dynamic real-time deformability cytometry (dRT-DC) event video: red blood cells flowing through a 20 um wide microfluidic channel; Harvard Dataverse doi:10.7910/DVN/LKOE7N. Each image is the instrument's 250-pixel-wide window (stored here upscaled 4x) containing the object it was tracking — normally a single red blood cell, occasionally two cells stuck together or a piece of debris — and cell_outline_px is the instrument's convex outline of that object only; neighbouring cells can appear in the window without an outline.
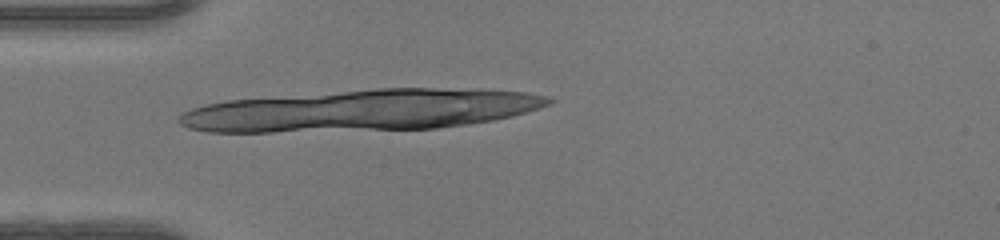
{"species": "human", "species_latin": "Homo sapiens", "temperature_condition": "warm", "stored_images_in_passage": 4, "camera_frame_rate_fps": 3000, "um_per_image_px": 0.085, "donor": {"sex": "female"}, "frame": {"image": 1, "passage_image": 1, "time_ms": 0.0, "image_size_px": [1000, 240], "cell_outline_px": [[472, 120], [420, 128], [252, 132], [240, 132], [252, 128], [328, 116], [460, 112]], "centroid_in_image_um": [31.18, 10.4], "position_along_channel_um": 53.8, "area_um2": 18.79}}